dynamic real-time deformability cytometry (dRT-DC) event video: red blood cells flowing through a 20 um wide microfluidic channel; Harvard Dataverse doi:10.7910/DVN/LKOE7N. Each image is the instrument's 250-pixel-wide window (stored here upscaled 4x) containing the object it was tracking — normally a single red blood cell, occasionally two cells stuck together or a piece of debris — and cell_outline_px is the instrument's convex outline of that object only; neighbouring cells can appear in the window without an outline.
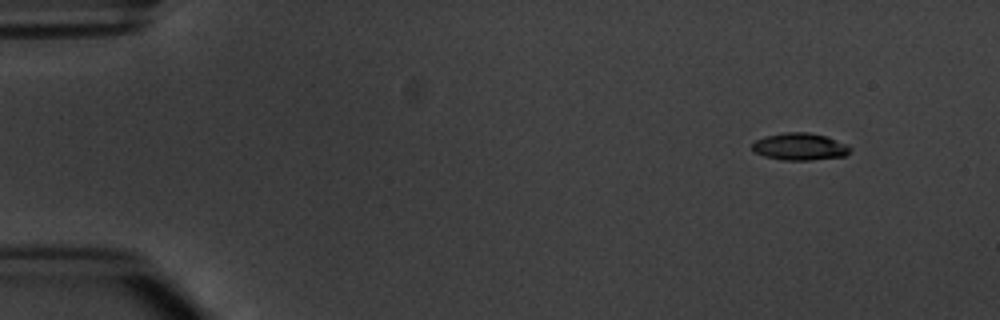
{"species": "common noctule bat (a hibernating species)", "species_latin": "Nyctalus noctula", "temperature_condition": "warm", "stored_images_in_passage": 4, "camera_frame_rate_fps": 3000, "um_per_image_px": 0.085, "animal": {"sex": "male", "body_mass_g": 20.1, "forearm_length_mm": 53.5}, "frame": {"image": 1, "passage_image": 1, "time_ms": 0.0, "image_size_px": [1000, 320], "cell_outline_px": [[852, 152], [844, 156], [812, 160], [784, 160], [764, 156], [752, 152], [752, 144], [756, 140], [764, 136], [784, 132], [808, 132], [824, 136], [848, 144], [852, 148]], "centroid_in_image_um": [67.99, 12.47], "position_along_channel_um": 17.0, "area_um2": 15.66}}
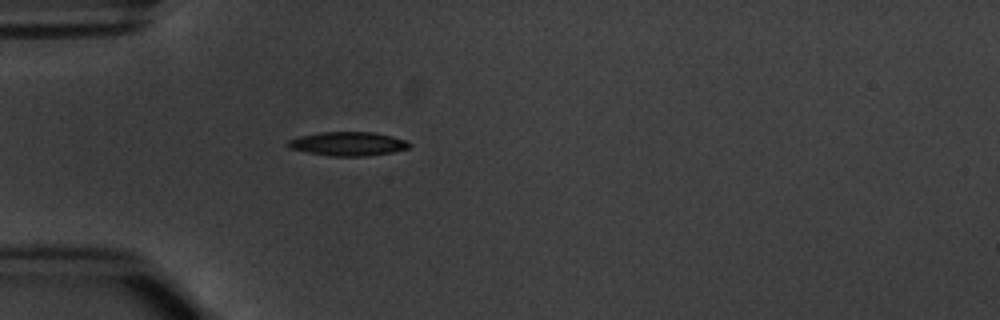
{"frame": {"image": 2, "passage_image": 4, "time_ms": 3.667, "image_size_px": [1000, 320], "cell_outline_px": [[412, 144], [408, 148], [392, 152], [364, 156], [332, 156], [308, 152], [288, 148], [284, 144], [288, 140], [300, 136], [320, 132], [372, 132], [392, 136], [408, 140]], "centroid_in_image_um": [29.57, 12.22], "position_along_channel_um": 55.4, "area_um2": 16.94}}